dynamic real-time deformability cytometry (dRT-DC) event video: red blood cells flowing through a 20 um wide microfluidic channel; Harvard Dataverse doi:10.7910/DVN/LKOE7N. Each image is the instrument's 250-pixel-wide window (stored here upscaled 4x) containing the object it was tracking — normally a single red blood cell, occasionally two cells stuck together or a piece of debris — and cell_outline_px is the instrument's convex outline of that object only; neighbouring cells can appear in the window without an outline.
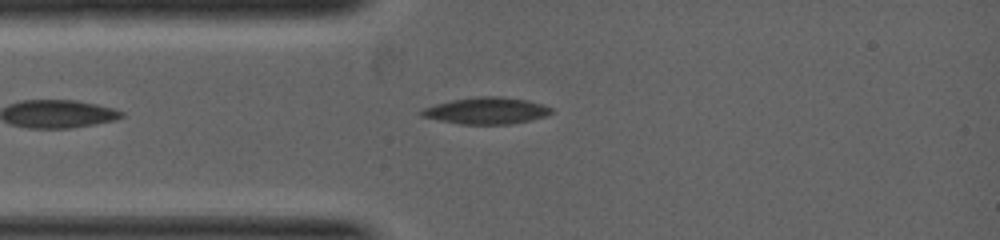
{"species": "common noctule bat (a hibernating species)", "species_latin": "Nyctalus noctula", "temperature_condition": "warm", "stored_images_in_passage": 3, "camera_frame_rate_fps": 5000, "um_per_image_px": 0.085, "animal": {"sex": "female", "body_mass_g": 19.0, "forearm_length_mm": 53.3}, "frame": {"image": 1, "passage_image": 3, "time_ms": 0.6, "image_size_px": [1000, 240], "cell_outline_px": [[552, 112], [544, 116], [512, 124], [460, 124], [420, 116], [420, 112], [424, 108], [436, 104], [452, 100], [476, 96], [500, 96], [528, 100], [544, 104], [552, 108]], "centroid_in_image_um": [41.35, 9.4], "position_along_channel_um": 43.6, "area_um2": 20.06}}